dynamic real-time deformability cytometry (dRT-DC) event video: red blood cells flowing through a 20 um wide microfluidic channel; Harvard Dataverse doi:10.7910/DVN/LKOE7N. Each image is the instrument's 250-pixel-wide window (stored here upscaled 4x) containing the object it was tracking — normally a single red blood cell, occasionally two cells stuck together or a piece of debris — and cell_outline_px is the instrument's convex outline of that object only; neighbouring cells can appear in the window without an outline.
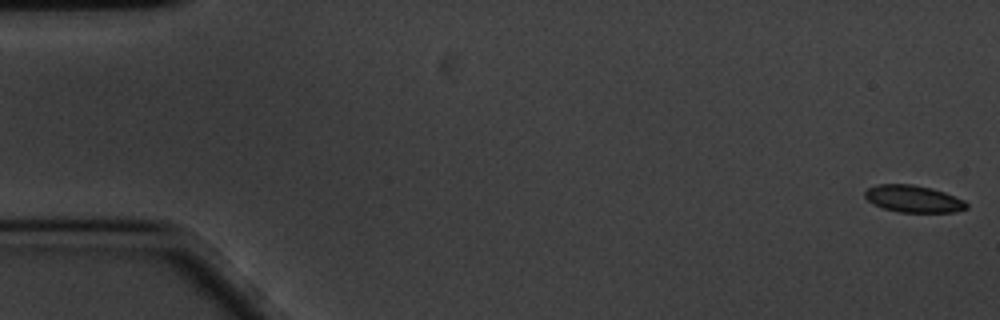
{"species": "common noctule bat (a hibernating species)", "species_latin": "Nyctalus noctula", "temperature_condition": "cold", "stored_images_in_passage": 60, "camera_frame_rate_fps": 3000, "um_per_image_px": 0.085, "animal": {"sex": "male", "body_mass_g": 20.1, "forearm_length_mm": 53.5}, "frame": {"image": 1, "passage_image": 1, "time_ms": 0.0, "image_size_px": [1000, 320], "cell_outline_px": [[968, 208], [956, 212], [900, 212], [884, 208], [872, 204], [864, 196], [864, 192], [868, 188], [876, 184], [912, 184], [932, 188], [944, 192], [964, 200], [968, 204]], "centroid_in_image_um": [77.63, 16.9], "position_along_channel_um": 7.4, "area_um2": 16.07}}
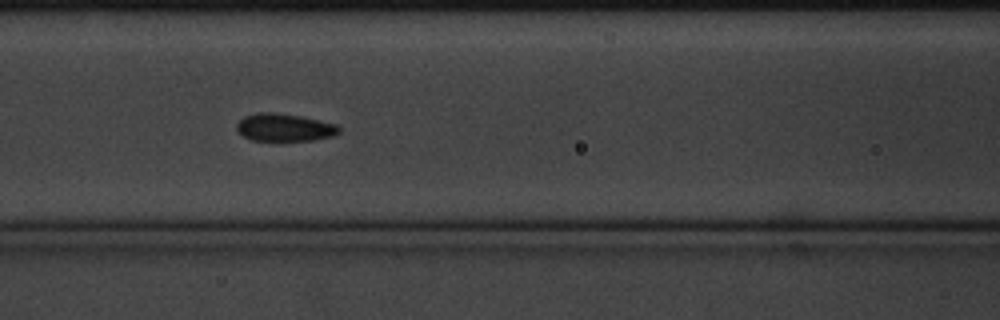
{"frame": {"image": 2, "passage_image": 25, "time_ms": 8.0, "image_size_px": [1000, 320], "cell_outline_px": [[340, 132], [332, 136], [312, 140], [252, 140], [244, 136], [236, 128], [236, 124], [244, 116], [256, 112], [272, 112], [300, 116], [320, 120], [336, 124], [340, 128]], "centroid_in_image_um": [24.17, 10.82], "position_along_channel_um": 142.4, "area_um2": 16.36}}
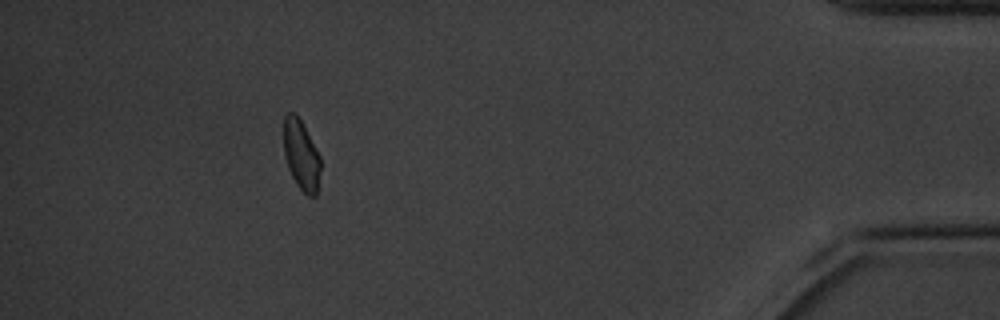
{"frame": {"image": 3, "passage_image": 54, "time_ms": 17.667, "image_size_px": [1000, 320], "cell_outline_px": [[320, 172], [316, 196], [308, 196], [296, 184], [288, 168], [284, 156], [284, 116], [288, 112], [292, 112], [300, 120], [320, 156]], "centroid_in_image_um": [25.59, 13.21], "position_along_channel_um": 409.6, "area_um2": 14.8}, "authors_computed_cell_mechanics": {"area_um2": 16.0684, "velocity_mm_per_s": 3.3589, "shape_relaxation_time_tau1_ms": 2.1726, "shape_relaxation_time_tau2_ms": 1.9939, "deformation_change_tau1": 0.0722, "deformation_change_tau2": 0.0651}}